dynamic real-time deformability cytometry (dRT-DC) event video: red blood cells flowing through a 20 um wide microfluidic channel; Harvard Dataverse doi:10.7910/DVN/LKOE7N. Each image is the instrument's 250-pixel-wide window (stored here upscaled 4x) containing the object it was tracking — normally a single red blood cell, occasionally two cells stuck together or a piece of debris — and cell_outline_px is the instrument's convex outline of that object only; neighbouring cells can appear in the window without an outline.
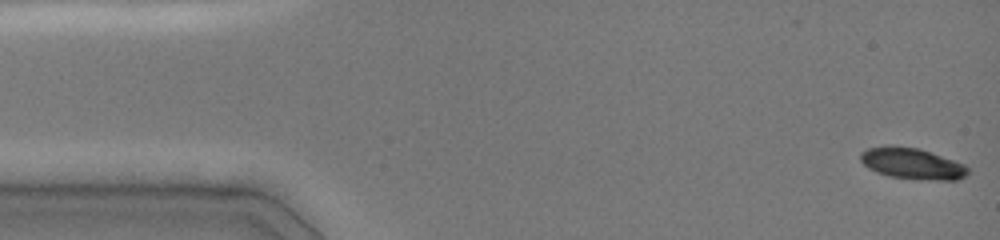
{"species": "common noctule bat (a hibernating species)", "species_latin": "Nyctalus noctula", "temperature_condition": "cold", "stored_images_in_passage": 47, "camera_frame_rate_fps": 3000, "um_per_image_px": 0.085, "animal": {"sex": "female", "body_mass_g": 19.0, "forearm_length_mm": 51.5}, "frame": {"image": 1, "passage_image": 1, "time_ms": 0.0, "image_size_px": [1000, 240], "cell_outline_px": [[968, 172], [964, 176], [956, 180], [936, 180], [888, 176], [876, 172], [868, 168], [860, 160], [860, 152], [868, 148], [888, 144], [892, 144], [916, 148], [964, 164], [968, 168]], "centroid_in_image_um": [77.46, 13.88], "position_along_channel_um": 7.5, "area_um2": 19.31}}
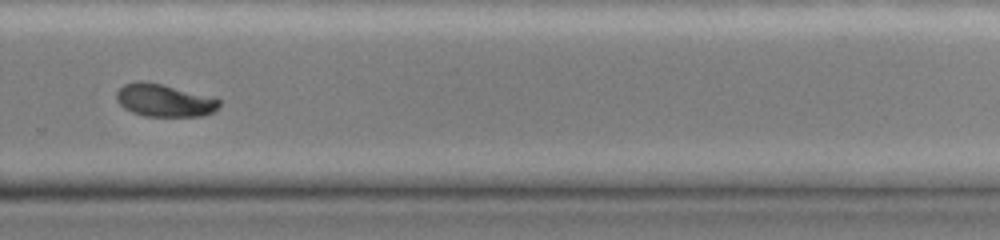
{"frame": {"image": 2, "passage_image": 33, "time_ms": 10.667, "image_size_px": [1000, 240], "cell_outline_px": [[220, 104], [212, 112], [204, 116], [144, 116], [132, 112], [124, 108], [116, 100], [116, 92], [124, 84], [140, 80], [160, 84], [216, 96], [220, 100]], "centroid_in_image_um": [13.99, 8.53], "position_along_channel_um": 315.8, "area_um2": 19.71}}
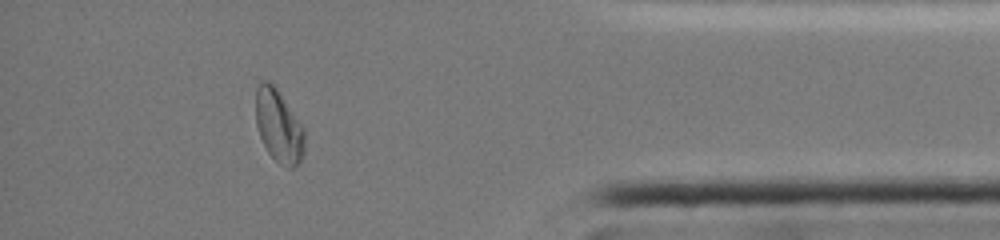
{"frame": {"image": 3, "passage_image": 42, "time_ms": 13.667, "image_size_px": [1000, 240], "cell_outline_px": [[304, 152], [300, 160], [292, 168], [288, 168], [280, 164], [268, 152], [260, 136], [256, 124], [256, 88], [264, 80], [268, 80], [276, 88], [304, 128]], "centroid_in_image_um": [23.68, 10.72], "position_along_channel_um": 411.5, "area_um2": 20.35}, "authors_computed_cell_mechanics": {"area_um2": 20.5768, "velocity_mm_per_s": 4.0028, "shape_relaxation_time_tau1_ms": 4.5386, "shape_relaxation_time_tau2_ms": null, "deformation_change_tau1": 0.1394, "deformation_change_tau2": null}}